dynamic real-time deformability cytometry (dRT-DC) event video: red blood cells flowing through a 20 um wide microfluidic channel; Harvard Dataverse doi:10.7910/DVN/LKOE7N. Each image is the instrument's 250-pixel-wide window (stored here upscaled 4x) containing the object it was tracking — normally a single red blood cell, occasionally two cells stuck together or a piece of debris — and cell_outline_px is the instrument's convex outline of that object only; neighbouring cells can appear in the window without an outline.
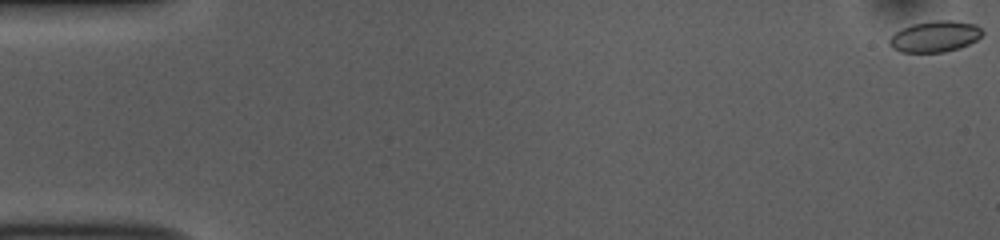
{"species": "common noctule bat (a hibernating species)", "species_latin": "Nyctalus noctula", "temperature_condition": "room temperature", "stored_images_in_passage": 53, "camera_frame_rate_fps": 3000, "um_per_image_px": 0.085, "animal": {"sex": "female", "body_mass_g": 10.0, "forearm_length_mm": 53.1}, "frame": {"image": 1, "passage_image": 1, "time_ms": 0.0, "image_size_px": [1000, 240], "cell_outline_px": [[984, 32], [976, 40], [960, 48], [944, 52], [900, 52], [892, 48], [888, 44], [888, 40], [896, 32], [912, 24], [936, 20], [952, 20], [976, 24]], "centroid_in_image_um": [79.47, 3.1], "position_along_channel_um": 5.5, "area_um2": 16.82}}
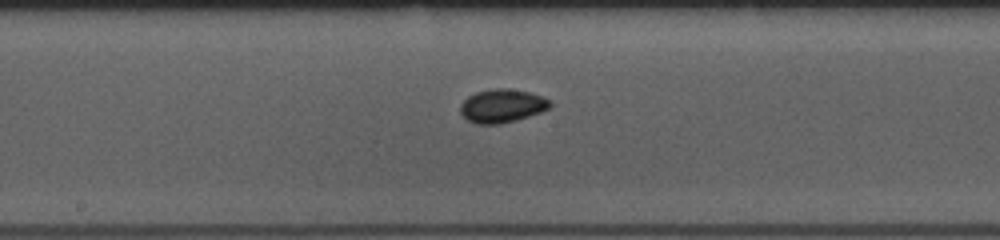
{"frame": {"image": 2, "passage_image": 28, "time_ms": 9.0, "image_size_px": [1000, 240], "cell_outline_px": [[552, 104], [548, 108], [540, 112], [516, 120], [500, 124], [476, 124], [468, 120], [460, 112], [460, 104], [468, 96], [476, 92], [492, 88], [508, 88], [528, 92], [540, 96], [548, 100]], "centroid_in_image_um": [42.63, 9.0], "position_along_channel_um": 205.6, "area_um2": 17.34}}
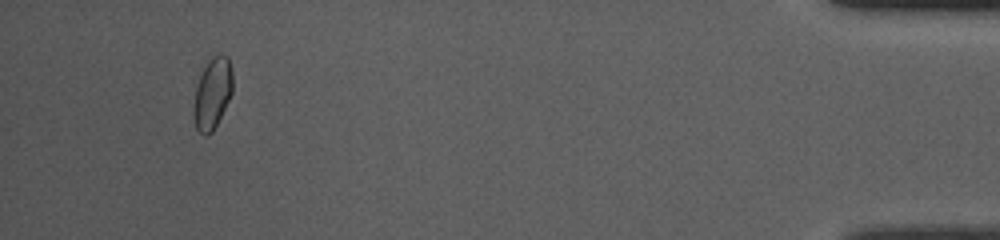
{"frame": {"image": 3, "passage_image": 50, "time_ms": 16.333, "image_size_px": [1000, 240], "cell_outline_px": [[232, 92], [212, 132], [208, 136], [204, 136], [196, 128], [192, 116], [192, 112], [196, 88], [200, 76], [208, 60], [212, 56], [228, 56], [232, 68]], "centroid_in_image_um": [18.04, 7.96], "position_along_channel_um": 417.2, "area_um2": 16.01}, "authors_computed_cell_mechanics": {"area_um2": 16.6464, "velocity_mm_per_s": 3.8402, "shape_relaxation_time_tau1_ms": 4.5502, "shape_relaxation_time_tau2_ms": 3.269, "deformation_change_tau1": 0.0731, "deformation_change_tau2": 0.0452}}